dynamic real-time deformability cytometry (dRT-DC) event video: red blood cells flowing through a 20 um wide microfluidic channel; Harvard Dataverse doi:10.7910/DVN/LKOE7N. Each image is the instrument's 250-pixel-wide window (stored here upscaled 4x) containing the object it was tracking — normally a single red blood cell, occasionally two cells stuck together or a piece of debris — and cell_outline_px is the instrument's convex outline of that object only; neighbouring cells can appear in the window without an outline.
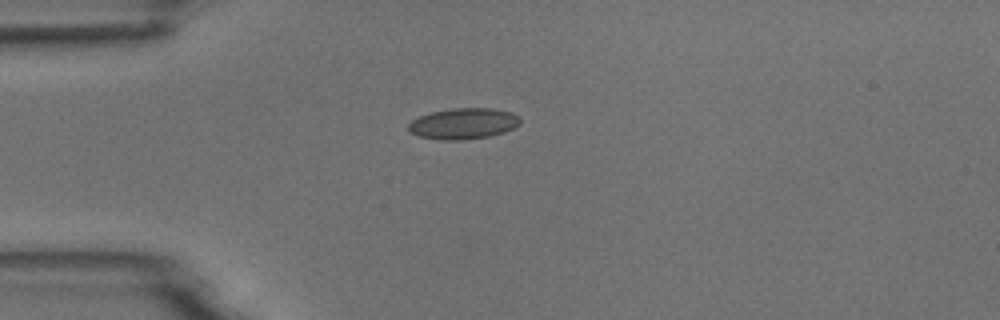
{"species": "common noctule bat (a hibernating species)", "species_latin": "Nyctalus noctula", "temperature_condition": "room temperature", "stored_images_in_passage": 4, "camera_frame_rate_fps": 3000, "um_per_image_px": 0.085, "animal": {"sex": "male", "body_mass_g": 18.8}, "frame": {"image": 1, "passage_image": 1, "time_ms": 0.0, "image_size_px": [1000, 320], "cell_outline_px": [[520, 124], [504, 132], [488, 136], [460, 140], [444, 140], [420, 136], [408, 132], [408, 124], [412, 120], [420, 116], [432, 112], [452, 108], [492, 108], [512, 112], [520, 120]], "centroid_in_image_um": [39.37, 10.5], "position_along_channel_um": 45.6, "area_um2": 20.0}}
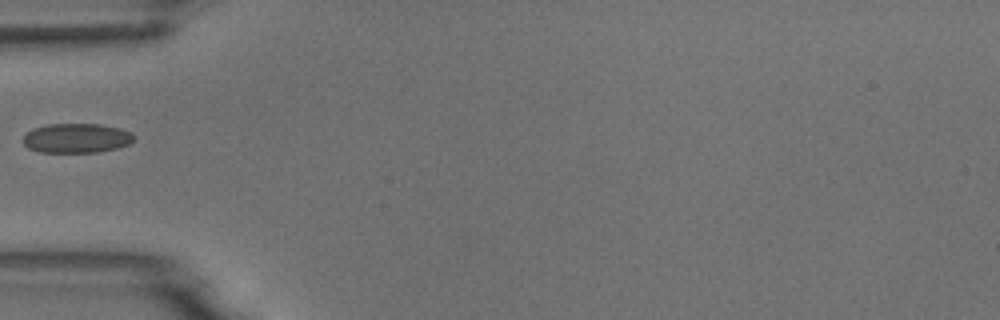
{"frame": {"image": 2, "passage_image": 2, "time_ms": 1.333, "image_size_px": [1000, 320], "cell_outline_px": [[136, 136], [128, 144], [116, 148], [96, 152], [40, 152], [28, 148], [24, 144], [24, 136], [32, 128], [48, 124], [100, 124], [120, 128], [132, 132]], "centroid_in_image_um": [6.51, 11.73], "position_along_channel_um": 78.5, "area_um2": 19.02}}